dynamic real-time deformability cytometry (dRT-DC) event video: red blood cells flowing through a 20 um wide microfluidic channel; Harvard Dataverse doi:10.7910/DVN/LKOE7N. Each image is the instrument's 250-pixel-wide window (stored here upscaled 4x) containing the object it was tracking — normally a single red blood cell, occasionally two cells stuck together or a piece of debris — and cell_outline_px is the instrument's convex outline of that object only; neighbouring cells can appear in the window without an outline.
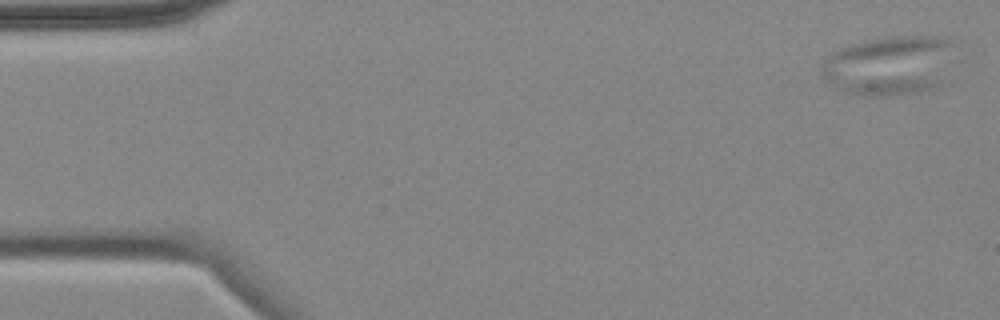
{"species": "common noctule bat (a hibernating species)", "species_latin": "Nyctalus noctula", "temperature_condition": "cold", "stored_images_in_passage": 5, "camera_frame_rate_fps": 3000, "um_per_image_px": 0.085, "animal": {"sex": "female", "body_mass_g": 18.4}, "frame": {"image": 1, "passage_image": 1, "time_ms": 0.0, "image_size_px": [1000, 320], "cell_outline_px": [[956, 40], [940, 84], [932, 88], [904, 92], [852, 92], [824, 80], [824, 72], [832, 52], [840, 48], [864, 40], [896, 36], [948, 36]], "centroid_in_image_um": [75.7, 5.44], "position_along_channel_um": 9.3, "area_um2": 43.7}}